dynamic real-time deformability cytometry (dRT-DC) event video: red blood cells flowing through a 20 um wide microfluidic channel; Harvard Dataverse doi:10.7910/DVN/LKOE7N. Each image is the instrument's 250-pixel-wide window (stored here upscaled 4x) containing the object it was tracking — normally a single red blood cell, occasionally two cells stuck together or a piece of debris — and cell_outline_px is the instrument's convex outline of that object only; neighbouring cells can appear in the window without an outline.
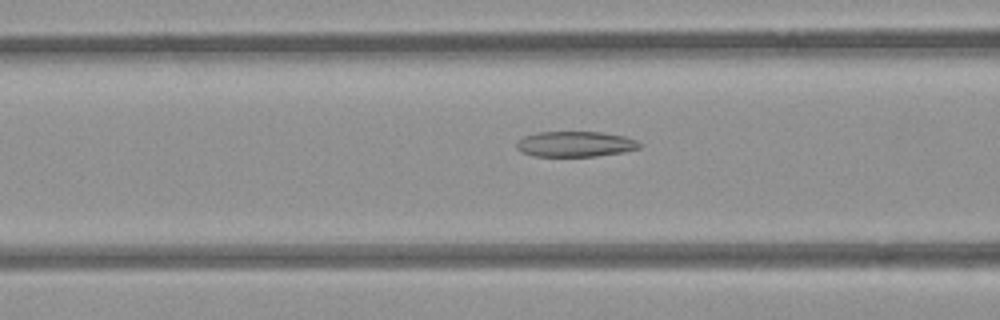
{"species": "common noctule bat (a hibernating species)", "species_latin": "Nyctalus noctula", "temperature_condition": "room temperature", "stored_images_in_passage": 15, "camera_frame_rate_fps": 3000, "um_per_image_px": 0.085, "animal": {"sex": "female", "body_mass_g": 21.9}, "frame": {"image": 1, "passage_image": 7, "time_ms": 2.0, "image_size_px": [1000, 320], "cell_outline_px": [[644, 144], [640, 148], [624, 152], [596, 156], [536, 156], [520, 152], [516, 148], [516, 144], [524, 136], [536, 132], [604, 132], [624, 136], [636, 140]], "centroid_in_image_um": [48.93, 12.24], "position_along_channel_um": 117.7, "area_um2": 18.38}}
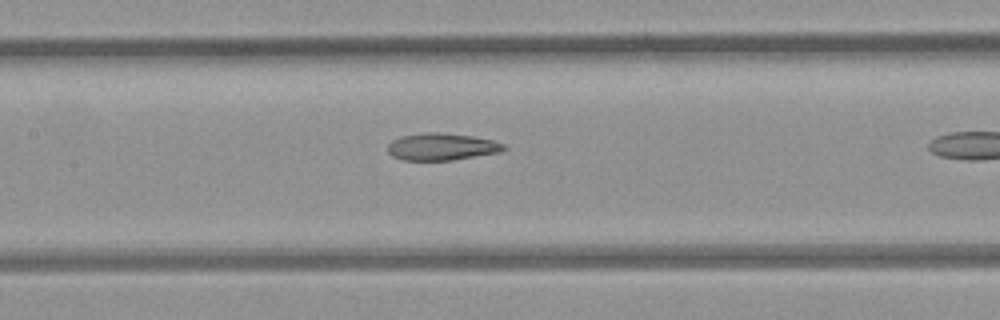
{"frame": {"image": 2, "passage_image": 11, "time_ms": 3.333, "image_size_px": [1000, 320], "cell_outline_px": [[508, 148], [500, 152], [452, 160], [404, 160], [392, 156], [388, 152], [388, 144], [392, 140], [400, 136], [424, 132], [440, 132], [472, 136], [492, 140], [504, 144]], "centroid_in_image_um": [37.53, 12.46], "position_along_channel_um": 169.9, "area_um2": 18.38}}